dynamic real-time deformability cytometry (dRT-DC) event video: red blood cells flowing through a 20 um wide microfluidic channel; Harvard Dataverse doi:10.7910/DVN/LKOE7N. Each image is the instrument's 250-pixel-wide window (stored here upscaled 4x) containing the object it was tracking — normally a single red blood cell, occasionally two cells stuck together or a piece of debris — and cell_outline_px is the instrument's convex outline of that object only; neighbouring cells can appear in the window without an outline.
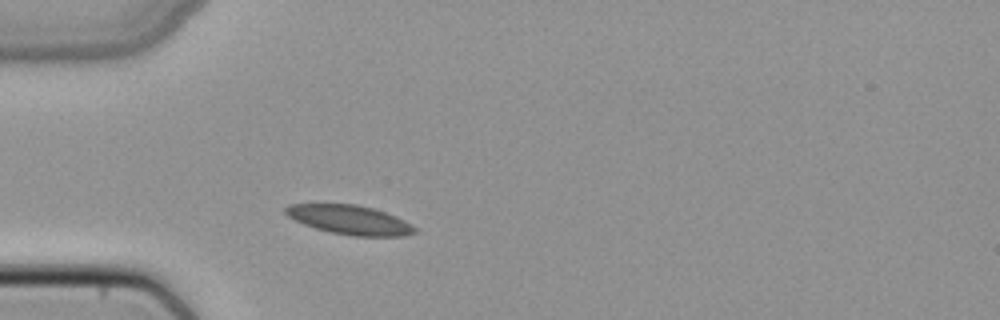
{"species": "common noctule bat (a hibernating species)", "species_latin": "Nyctalus noctula", "temperature_condition": "cold", "stored_images_in_passage": 36, "camera_frame_rate_fps": 3000, "um_per_image_px": 0.085, "animal": {"sex": "female", "body_mass_g": 22.7, "forearm_length_mm": 54.2}, "frame": {"image": 1, "passage_image": 1, "time_ms": 0.0, "image_size_px": [1000, 320], "cell_outline_px": [[420, 232], [404, 236], [352, 236], [332, 232], [316, 228], [304, 224], [288, 216], [284, 212], [284, 208], [288, 204], [356, 204], [372, 208], [396, 216], [412, 224]], "centroid_in_image_um": [29.76, 18.69], "position_along_channel_um": 55.2, "area_um2": 21.96}}
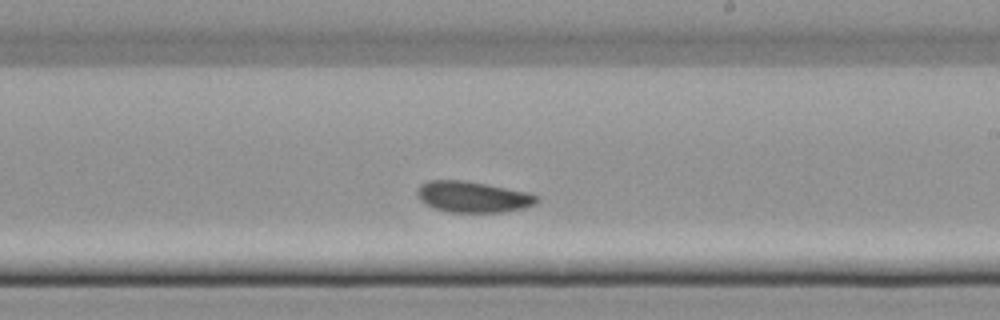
{"frame": {"image": 2, "passage_image": 16, "time_ms": 5.0, "image_size_px": [1000, 320], "cell_outline_px": [[540, 200], [536, 204], [524, 208], [500, 212], [448, 212], [436, 208], [420, 200], [416, 196], [416, 188], [420, 184], [428, 180], [464, 180], [488, 184], [528, 192], [540, 196]], "centroid_in_image_um": [40.21, 16.72], "position_along_channel_um": 248.8, "area_um2": 21.85}}
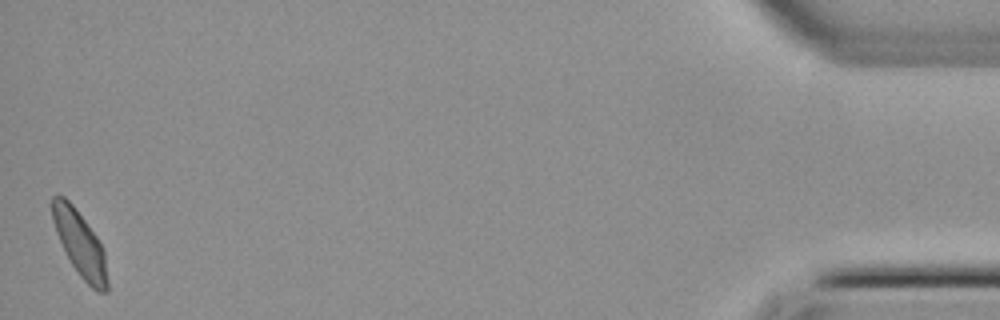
{"frame": {"image": 3, "passage_image": 36, "time_ms": 11.667, "image_size_px": [1000, 320], "cell_outline_px": [[108, 292], [96, 292], [80, 276], [72, 264], [56, 232], [52, 220], [52, 196], [64, 196], [72, 204], [96, 236], [104, 248], [108, 280]], "centroid_in_image_um": [6.83, 20.75], "position_along_channel_um": 428.4, "area_um2": 20.63}}